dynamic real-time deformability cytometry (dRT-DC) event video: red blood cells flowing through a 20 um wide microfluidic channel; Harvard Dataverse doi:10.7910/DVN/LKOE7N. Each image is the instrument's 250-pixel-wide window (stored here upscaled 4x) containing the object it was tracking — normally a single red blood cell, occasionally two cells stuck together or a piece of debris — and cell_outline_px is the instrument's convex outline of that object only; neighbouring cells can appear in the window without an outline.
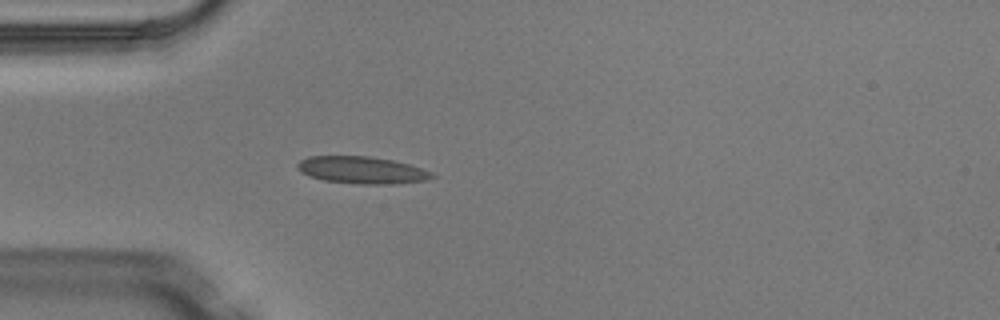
{"species": "Egyptian fruit bat (a non-hibernating species)", "species_latin": "Rousettus aegyptiacus", "temperature_condition": "warm", "stored_images_in_passage": 4, "camera_frame_rate_fps": 3000, "um_per_image_px": 0.085, "animal": {"sex": "male"}, "frame": {"image": 1, "passage_image": 4, "time_ms": 1.0, "image_size_px": [1000, 320], "cell_outline_px": [[436, 176], [424, 180], [396, 184], [360, 184], [324, 180], [308, 176], [300, 172], [296, 168], [296, 164], [300, 160], [308, 156], [368, 156], [392, 160], [408, 164], [432, 172]], "centroid_in_image_um": [30.71, 14.45], "position_along_channel_um": 54.3, "area_um2": 21.27}}